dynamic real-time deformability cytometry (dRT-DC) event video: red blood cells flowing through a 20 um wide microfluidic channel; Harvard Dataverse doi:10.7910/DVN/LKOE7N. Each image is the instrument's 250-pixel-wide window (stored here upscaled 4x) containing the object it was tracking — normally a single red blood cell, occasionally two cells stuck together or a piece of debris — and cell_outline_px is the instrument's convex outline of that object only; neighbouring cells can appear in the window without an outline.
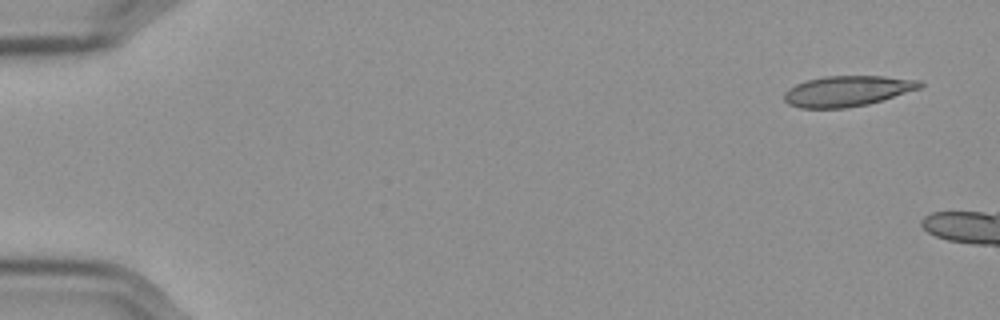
{"species": "Egyptian fruit bat (a non-hibernating species)", "species_latin": "Rousettus aegyptiacus", "temperature_condition": "cold", "stored_images_in_passage": 14, "camera_frame_rate_fps": 3000, "um_per_image_px": 0.085, "frame": {"image": 1, "passage_image": 1, "time_ms": 0.0, "image_size_px": [1000, 320], "cell_outline_px": [[924, 84], [920, 88], [868, 104], [844, 108], [800, 108], [788, 104], [784, 100], [784, 92], [788, 88], [796, 84], [808, 80], [824, 76], [884, 76], [920, 80]], "centroid_in_image_um": [71.99, 7.73], "position_along_channel_um": 13.0, "area_um2": 24.1}}
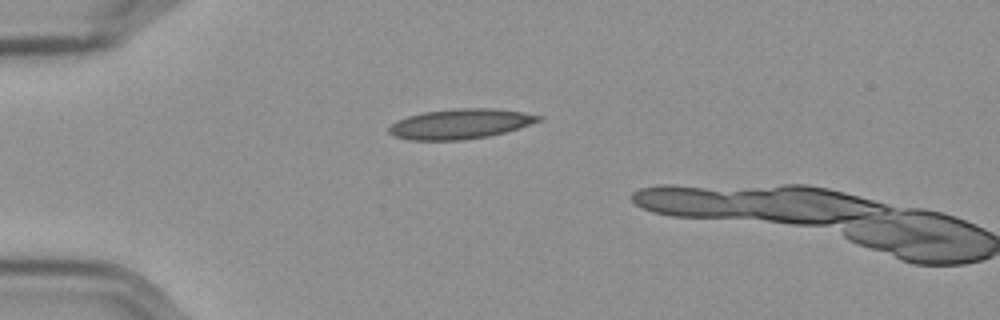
{"frame": {"image": 2, "passage_image": 13, "time_ms": 4.0, "image_size_px": [1000, 320], "cell_outline_px": [[544, 116], [540, 120], [504, 132], [488, 136], [460, 140], [412, 140], [396, 136], [388, 132], [388, 128], [396, 120], [408, 116], [424, 112], [452, 108], [496, 108]], "centroid_in_image_um": [39.08, 10.52], "position_along_channel_um": 45.9, "area_um2": 25.84}}